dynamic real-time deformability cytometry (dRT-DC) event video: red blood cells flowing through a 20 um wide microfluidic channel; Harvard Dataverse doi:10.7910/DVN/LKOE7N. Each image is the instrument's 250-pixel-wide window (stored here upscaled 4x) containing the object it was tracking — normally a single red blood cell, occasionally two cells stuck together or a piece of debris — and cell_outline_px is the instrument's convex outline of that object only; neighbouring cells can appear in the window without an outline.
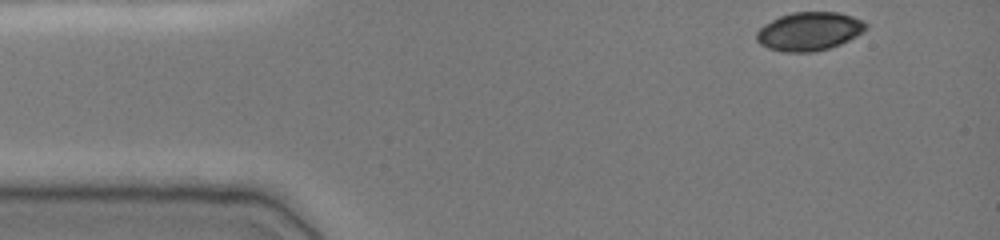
{"species": "common noctule bat (a hibernating species)", "species_latin": "Nyctalus noctula", "temperature_condition": "cold", "stored_images_in_passage": 41, "camera_frame_rate_fps": 3000, "um_per_image_px": 0.085, "animal": {"sex": "female", "body_mass_g": 19.0, "forearm_length_mm": 51.5}, "frame": {"image": 1, "passage_image": 1, "time_ms": 0.0, "image_size_px": [1000, 240], "cell_outline_px": [[868, 28], [856, 36], [840, 44], [828, 48], [812, 52], [784, 52], [768, 48], [760, 44], [756, 40], [756, 32], [764, 24], [780, 16], [792, 12], [836, 12], [852, 16], [864, 20], [868, 24]], "centroid_in_image_um": [68.79, 2.66], "position_along_channel_um": 16.2, "area_um2": 24.57}}
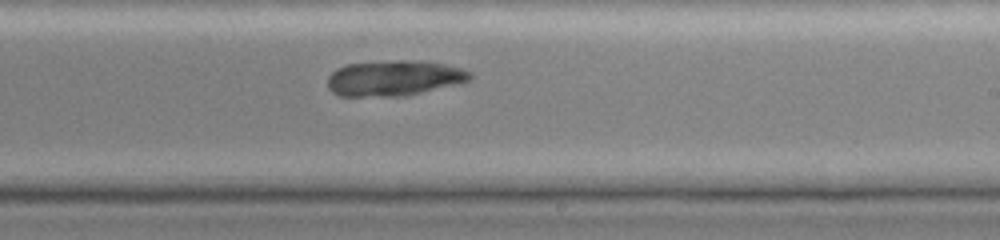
{"frame": {"image": 2, "passage_image": 26, "time_ms": 8.333, "image_size_px": [1000, 240], "cell_outline_px": [[472, 80], [464, 84], [404, 96], [340, 96], [332, 92], [328, 88], [328, 76], [336, 68], [348, 64], [400, 60], [444, 64], [460, 68], [472, 72]], "centroid_in_image_um": [33.54, 6.66], "position_along_channel_um": 255.5, "area_um2": 29.59}}
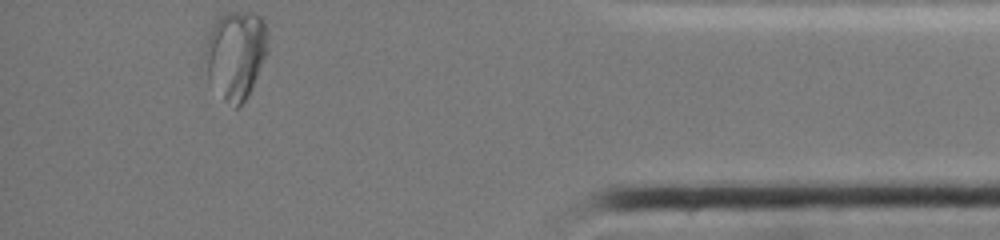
{"frame": {"image": 3, "passage_image": 41, "time_ms": 13.333, "image_size_px": [1000, 240], "cell_outline_px": [[268, 52], [248, 96], [240, 108], [236, 108], [224, 100], [208, 80], [200, 68], [204, 48], [208, 36], [216, 20], [220, 16], [228, 12], [248, 12], [260, 16], [264, 20], [268, 44]], "centroid_in_image_um": [19.98, 4.68], "position_along_channel_um": 415.2, "area_um2": 33.18}}